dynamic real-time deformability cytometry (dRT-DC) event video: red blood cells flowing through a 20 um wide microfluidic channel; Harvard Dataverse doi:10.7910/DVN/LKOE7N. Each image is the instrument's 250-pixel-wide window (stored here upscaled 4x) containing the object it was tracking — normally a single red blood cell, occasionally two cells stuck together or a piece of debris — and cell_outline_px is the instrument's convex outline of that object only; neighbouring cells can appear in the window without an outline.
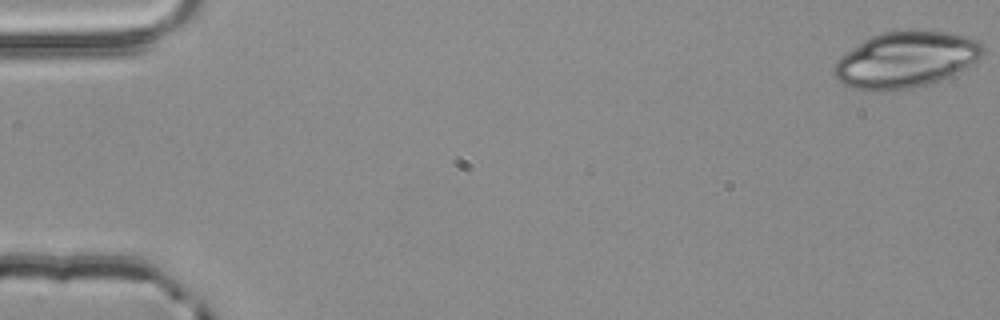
{"species": "common noctule bat (a hibernating species)", "species_latin": "Nyctalus noctula", "temperature_condition": "room temperature", "stored_images_in_passage": 4, "camera_frame_rate_fps": 3000, "um_per_image_px": 0.085, "animal": {"sex": "male", "body_mass_g": 20.4}, "frame": {"image": 1, "passage_image": 1, "time_ms": 0.0, "image_size_px": [1000, 320], "cell_outline_px": [[984, 52], [976, 60], [960, 72], [952, 76], [928, 84], [912, 88], [880, 92], [876, 92], [852, 88], [836, 80], [832, 72], [832, 68], [836, 60], [840, 56], [864, 40], [872, 36], [884, 32], [912, 28], [952, 32], [968, 36], [980, 40], [984, 48]], "centroid_in_image_um": [76.99, 5.06], "position_along_channel_um": 8.0, "area_um2": 49.71}}